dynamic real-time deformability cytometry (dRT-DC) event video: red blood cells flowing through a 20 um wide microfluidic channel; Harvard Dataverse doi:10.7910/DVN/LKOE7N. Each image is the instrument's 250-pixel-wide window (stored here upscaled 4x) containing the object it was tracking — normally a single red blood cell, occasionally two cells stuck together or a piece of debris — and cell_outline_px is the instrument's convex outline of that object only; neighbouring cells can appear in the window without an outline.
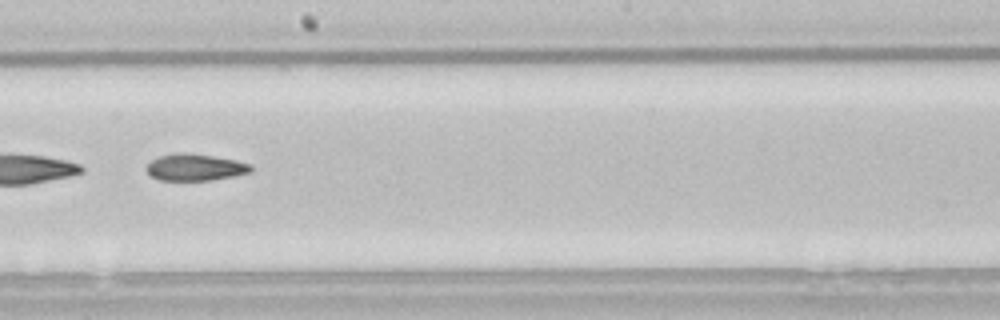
{"species": "common noctule bat (a hibernating species)", "species_latin": "Nyctalus noctula", "temperature_condition": "room temperature", "stored_images_in_passage": 51, "segment_of_instrument_passage": [2, 2], "camera_frame_rate_fps": 3000, "um_per_image_px": 0.085, "animal": {"sex": "male", "body_mass_g": 21.5, "forearm_length_mm": 52.0}, "frame": {"image": 1, "passage_image": 29, "time_ms": 9.333, "image_size_px": [1000, 320], "cell_outline_px": [[252, 172], [232, 176], [208, 180], [160, 180], [152, 176], [148, 172], [148, 164], [152, 160], [160, 156], [176, 152], [188, 152], [236, 160], [252, 164]], "centroid_in_image_um": [16.61, 14.21], "position_along_channel_um": 231.6, "area_um2": 16.13}}